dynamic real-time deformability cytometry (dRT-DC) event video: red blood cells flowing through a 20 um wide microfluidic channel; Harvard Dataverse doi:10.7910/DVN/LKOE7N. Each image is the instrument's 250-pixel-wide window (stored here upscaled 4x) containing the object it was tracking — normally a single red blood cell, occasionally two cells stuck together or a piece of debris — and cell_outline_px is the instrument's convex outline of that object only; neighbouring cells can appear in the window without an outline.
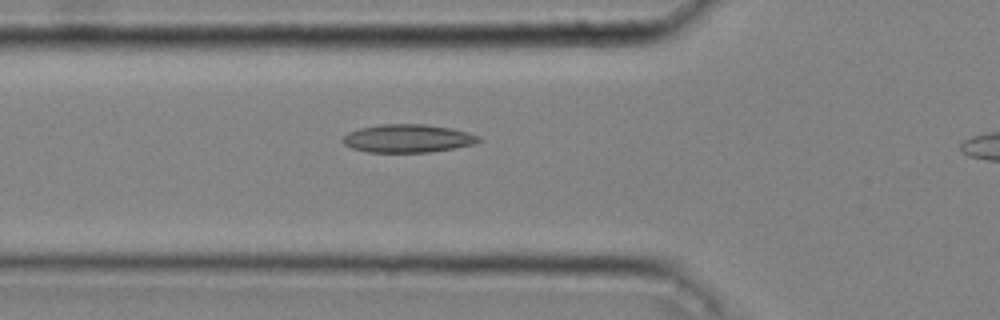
{"species": "common noctule bat (a hibernating species)", "species_latin": "Nyctalus noctula", "temperature_condition": "cold", "stored_images_in_passage": 34, "camera_frame_rate_fps": 3000, "um_per_image_px": 0.085, "animal": {"sex": "male", "body_mass_g": 20.4}, "frame": {"image": 1, "passage_image": 8, "time_ms": 2.333, "image_size_px": [1000, 320], "cell_outline_px": [[484, 140], [476, 144], [456, 148], [428, 152], [368, 152], [352, 148], [344, 144], [340, 140], [348, 132], [360, 128], [380, 124], [424, 124], [452, 128], [468, 132], [480, 136]], "centroid_in_image_um": [34.7, 11.76], "position_along_channel_um": 91.1, "area_um2": 22.54}}
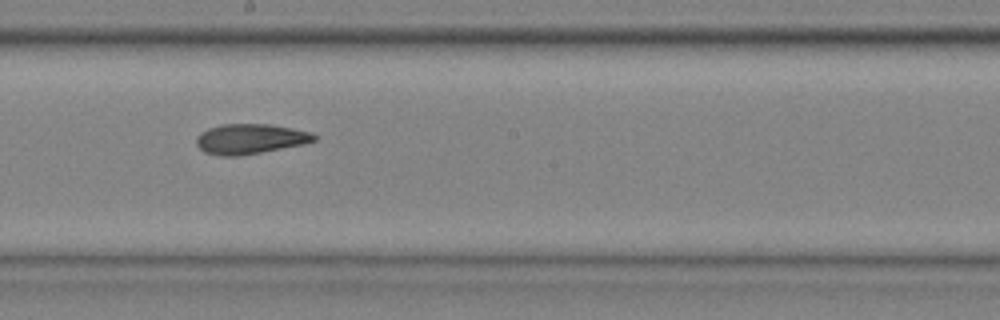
{"frame": {"image": 2, "passage_image": 18, "time_ms": 5.667, "image_size_px": [1000, 320], "cell_outline_px": [[320, 136], [316, 140], [304, 144], [240, 156], [220, 156], [204, 152], [196, 144], [196, 136], [200, 132], [208, 128], [220, 124], [272, 124], [312, 132]], "centroid_in_image_um": [21.28, 11.8], "position_along_channel_um": 226.9, "area_um2": 20.92}}
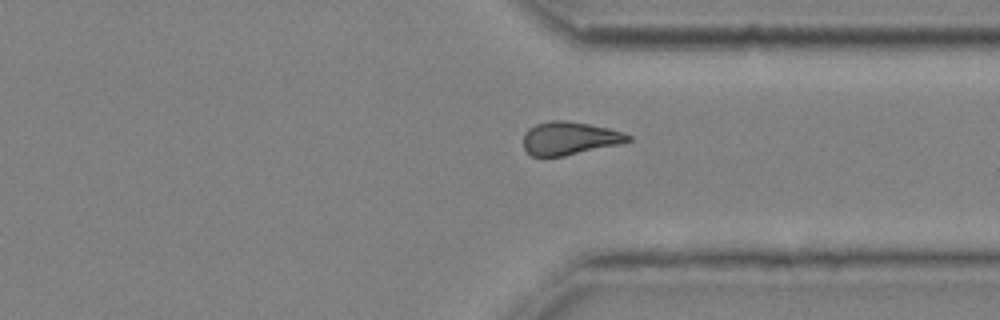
{"frame": {"image": 3, "passage_image": 28, "time_ms": 9.0, "image_size_px": [1000, 320], "cell_outline_px": [[632, 140], [624, 144], [564, 156], [532, 156], [524, 148], [524, 132], [528, 128], [536, 124], [548, 120], [564, 120], [588, 124], [608, 128], [624, 132], [632, 136]], "centroid_in_image_um": [48.45, 11.75], "position_along_channel_um": 362.9, "area_um2": 20.46}, "authors_computed_cell_mechanics": {"area_um2": 20.4612, "velocity_mm_per_s": 4.0764, "shape_relaxation_time_tau1_ms": 8.8254, "shape_relaxation_time_tau2_ms": 6.8137, "deformation_change_tau1": 0.1667, "deformation_change_tau2": 0.1504}}